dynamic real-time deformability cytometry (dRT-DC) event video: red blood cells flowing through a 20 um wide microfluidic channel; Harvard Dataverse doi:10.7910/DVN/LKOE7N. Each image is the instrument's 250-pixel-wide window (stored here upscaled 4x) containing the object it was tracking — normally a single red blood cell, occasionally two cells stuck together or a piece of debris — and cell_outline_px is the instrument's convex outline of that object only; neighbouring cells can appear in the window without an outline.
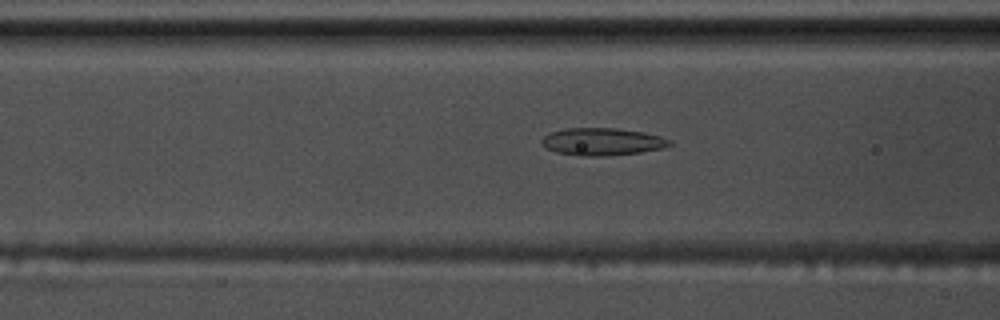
{"species": "common noctule bat (a hibernating species)", "species_latin": "Nyctalus noctula", "temperature_condition": "warm", "stored_images_in_passage": 55, "camera_frame_rate_fps": 3000, "um_per_image_px": 0.085, "animal": {"sex": "male", "body_mass_g": 17.5, "forearm_length_mm": 52.3}, "frame": {"image": 1, "passage_image": 22, "time_ms": 7.0, "image_size_px": [1000, 320], "cell_outline_px": [[672, 144], [664, 148], [640, 152], [608, 156], [576, 156], [556, 152], [544, 148], [540, 144], [540, 140], [544, 136], [552, 132], [564, 128], [616, 128], [644, 132], [660, 136], [672, 140]], "centroid_in_image_um": [51.16, 12.05], "position_along_channel_um": 115.4, "area_um2": 20.75}}
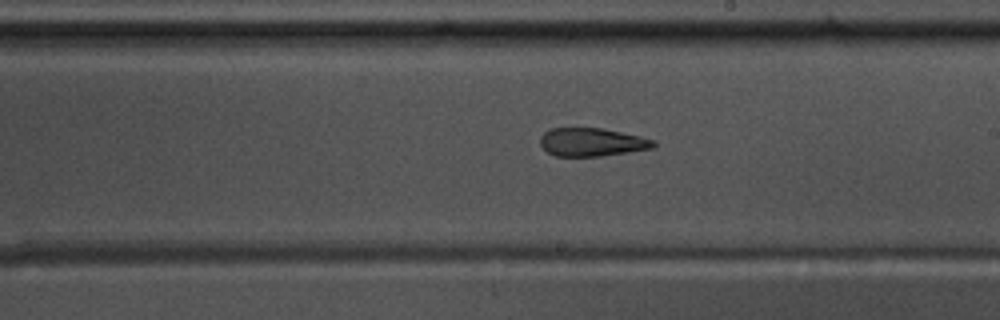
{"frame": {"image": 2, "passage_image": 32, "time_ms": 10.333, "image_size_px": [1000, 320], "cell_outline_px": [[656, 144], [652, 148], [628, 152], [600, 156], [556, 156], [548, 152], [540, 144], [540, 136], [544, 132], [552, 128], [604, 128], [640, 136], [656, 140]], "centroid_in_image_um": [50.32, 12.07], "position_along_channel_um": 238.7, "area_um2": 18.67}}
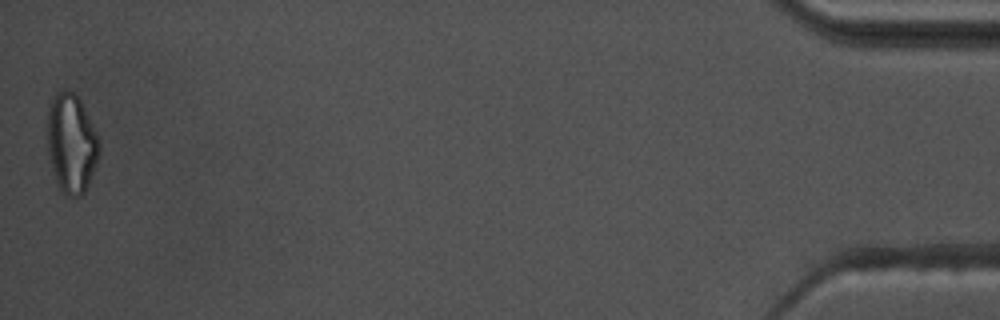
{"frame": {"image": 3, "passage_image": 55, "time_ms": 18.0, "image_size_px": [1000, 320], "cell_outline_px": [[100, 148], [88, 184], [84, 192], [80, 196], [68, 196], [60, 188], [56, 180], [48, 152], [44, 132], [48, 108], [52, 96], [56, 92], [64, 88], [72, 92], [80, 100], [96, 132]], "centroid_in_image_um": [6.01, 12.12], "position_along_channel_um": 429.2, "area_um2": 30.0}, "authors_computed_cell_mechanics": {"area_um2": 21.5016, "velocity_mm_per_s": 3.7119, "shape_relaxation_time_tau1_ms": null, "shape_relaxation_time_tau2_ms": 4.3488, "deformation_change_tau1": null, "deformation_change_tau2": 0.1475}}